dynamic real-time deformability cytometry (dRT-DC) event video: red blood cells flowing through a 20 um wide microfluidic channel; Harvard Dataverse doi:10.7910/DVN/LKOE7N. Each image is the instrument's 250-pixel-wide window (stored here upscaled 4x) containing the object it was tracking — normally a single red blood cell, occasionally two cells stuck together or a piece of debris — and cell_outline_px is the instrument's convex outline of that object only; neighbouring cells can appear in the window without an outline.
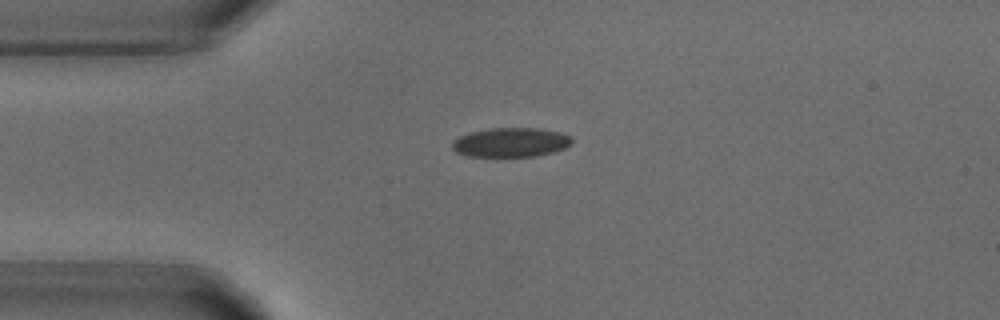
{"species": "common noctule bat (a hibernating species)", "species_latin": "Nyctalus noctula", "temperature_condition": "warm", "stored_images_in_passage": 2, "camera_frame_rate_fps": 3000, "um_per_image_px": 0.085, "animal": {"sex": "male", "body_mass_g": 18.8}, "frame": {"image": 1, "passage_image": 1, "time_ms": 0.0, "image_size_px": [1000, 320], "cell_outline_px": [[572, 144], [564, 148], [552, 152], [536, 156], [468, 156], [456, 152], [452, 148], [452, 140], [460, 136], [472, 132], [488, 128], [536, 128], [560, 132], [572, 136]], "centroid_in_image_um": [43.42, 12.09], "position_along_channel_um": 41.6, "area_um2": 20.4}}
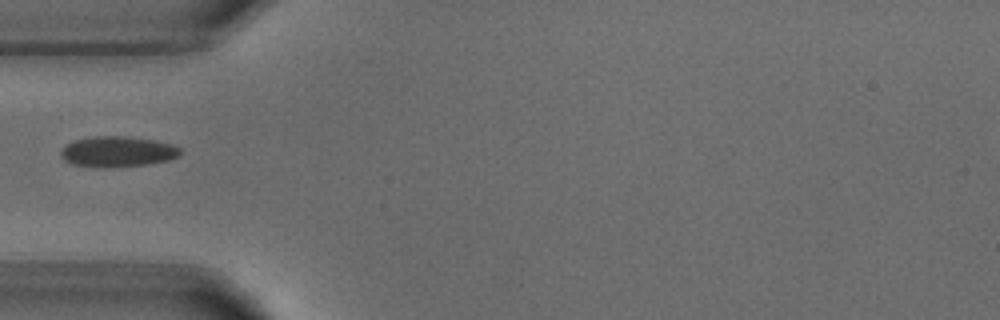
{"frame": {"image": 2, "passage_image": 2, "time_ms": 1.333, "image_size_px": [1000, 320], "cell_outline_px": [[180, 156], [168, 160], [144, 164], [72, 164], [64, 160], [60, 156], [60, 152], [72, 140], [92, 136], [124, 136], [156, 140], [172, 144], [180, 148]], "centroid_in_image_um": [10.03, 12.82], "position_along_channel_um": 75.0, "area_um2": 20.23}}